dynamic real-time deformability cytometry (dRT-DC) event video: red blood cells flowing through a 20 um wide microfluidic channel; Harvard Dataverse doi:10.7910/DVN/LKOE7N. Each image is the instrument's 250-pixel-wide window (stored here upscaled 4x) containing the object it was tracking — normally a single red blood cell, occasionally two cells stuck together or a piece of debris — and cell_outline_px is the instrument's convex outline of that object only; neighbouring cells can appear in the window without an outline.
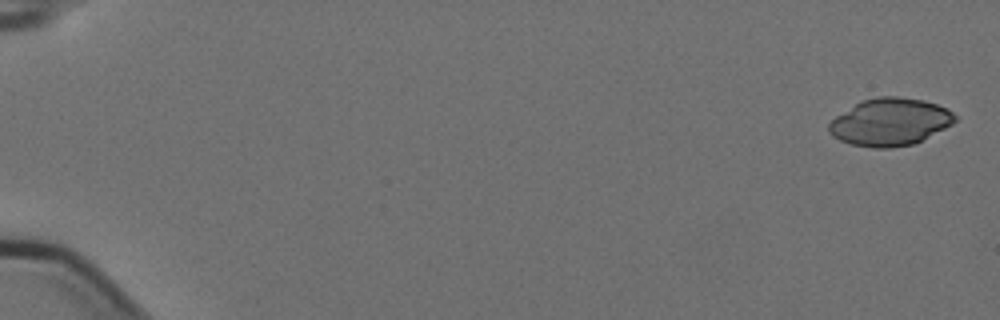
{"species": "Egyptian fruit bat (a non-hibernating species)", "species_latin": "Rousettus aegyptiacus", "temperature_condition": "cold", "stored_images_in_passage": 4, "camera_frame_rate_fps": 3000, "um_per_image_px": 0.085, "animal": {"sex": "female"}, "frame": {"image": 1, "passage_image": 1, "time_ms": 0.0, "image_size_px": [1000, 320], "cell_outline_px": [[956, 120], [952, 124], [912, 144], [892, 148], [872, 148], [852, 144], [840, 140], [832, 136], [828, 132], [828, 124], [836, 116], [860, 100], [876, 96], [900, 96], [924, 100], [948, 108], [956, 116]], "centroid_in_image_um": [75.62, 10.35], "position_along_channel_um": 9.4, "area_um2": 34.85}}